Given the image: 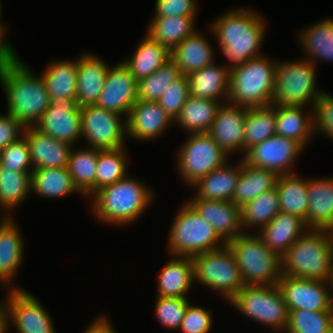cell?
<instances>
[{
  "label": "cell",
  "mask_w": 333,
  "mask_h": 333,
  "mask_svg": "<svg viewBox=\"0 0 333 333\" xmlns=\"http://www.w3.org/2000/svg\"><path fill=\"white\" fill-rule=\"evenodd\" d=\"M262 12L250 7L232 8L209 23V34L213 35L221 54L226 57L229 70L262 55L261 47L266 38L267 20Z\"/></svg>",
  "instance_id": "1"
},
{
  "label": "cell",
  "mask_w": 333,
  "mask_h": 333,
  "mask_svg": "<svg viewBox=\"0 0 333 333\" xmlns=\"http://www.w3.org/2000/svg\"><path fill=\"white\" fill-rule=\"evenodd\" d=\"M7 111L24 127H34L50 105V97L41 74L23 62L17 54L0 72Z\"/></svg>",
  "instance_id": "2"
},
{
  "label": "cell",
  "mask_w": 333,
  "mask_h": 333,
  "mask_svg": "<svg viewBox=\"0 0 333 333\" xmlns=\"http://www.w3.org/2000/svg\"><path fill=\"white\" fill-rule=\"evenodd\" d=\"M146 182L132 175L108 185L90 198L92 217L105 225L125 227L145 213L156 198Z\"/></svg>",
  "instance_id": "3"
},
{
  "label": "cell",
  "mask_w": 333,
  "mask_h": 333,
  "mask_svg": "<svg viewBox=\"0 0 333 333\" xmlns=\"http://www.w3.org/2000/svg\"><path fill=\"white\" fill-rule=\"evenodd\" d=\"M281 261L283 275L328 281L333 271V230L308 229Z\"/></svg>",
  "instance_id": "4"
},
{
  "label": "cell",
  "mask_w": 333,
  "mask_h": 333,
  "mask_svg": "<svg viewBox=\"0 0 333 333\" xmlns=\"http://www.w3.org/2000/svg\"><path fill=\"white\" fill-rule=\"evenodd\" d=\"M276 64L262 54L230 70L227 102L246 108L272 105Z\"/></svg>",
  "instance_id": "5"
},
{
  "label": "cell",
  "mask_w": 333,
  "mask_h": 333,
  "mask_svg": "<svg viewBox=\"0 0 333 333\" xmlns=\"http://www.w3.org/2000/svg\"><path fill=\"white\" fill-rule=\"evenodd\" d=\"M177 210L167 237L169 255L193 257L226 245L212 225L187 200Z\"/></svg>",
  "instance_id": "6"
},
{
  "label": "cell",
  "mask_w": 333,
  "mask_h": 333,
  "mask_svg": "<svg viewBox=\"0 0 333 333\" xmlns=\"http://www.w3.org/2000/svg\"><path fill=\"white\" fill-rule=\"evenodd\" d=\"M226 245L235 256L245 285H278L281 257L265 245L257 232H243Z\"/></svg>",
  "instance_id": "7"
},
{
  "label": "cell",
  "mask_w": 333,
  "mask_h": 333,
  "mask_svg": "<svg viewBox=\"0 0 333 333\" xmlns=\"http://www.w3.org/2000/svg\"><path fill=\"white\" fill-rule=\"evenodd\" d=\"M317 66L307 58L277 61L272 105L314 107L324 90L317 88ZM310 105V106H309Z\"/></svg>",
  "instance_id": "8"
},
{
  "label": "cell",
  "mask_w": 333,
  "mask_h": 333,
  "mask_svg": "<svg viewBox=\"0 0 333 333\" xmlns=\"http://www.w3.org/2000/svg\"><path fill=\"white\" fill-rule=\"evenodd\" d=\"M228 303L271 331L284 333L288 326L289 310L278 285H245Z\"/></svg>",
  "instance_id": "9"
},
{
  "label": "cell",
  "mask_w": 333,
  "mask_h": 333,
  "mask_svg": "<svg viewBox=\"0 0 333 333\" xmlns=\"http://www.w3.org/2000/svg\"><path fill=\"white\" fill-rule=\"evenodd\" d=\"M192 259L194 283L216 291L226 302L245 286L235 256L227 245L195 255Z\"/></svg>",
  "instance_id": "10"
},
{
  "label": "cell",
  "mask_w": 333,
  "mask_h": 333,
  "mask_svg": "<svg viewBox=\"0 0 333 333\" xmlns=\"http://www.w3.org/2000/svg\"><path fill=\"white\" fill-rule=\"evenodd\" d=\"M178 150L177 171L181 180L188 184L189 188L203 176L222 167L230 159L208 132L188 134Z\"/></svg>",
  "instance_id": "11"
},
{
  "label": "cell",
  "mask_w": 333,
  "mask_h": 333,
  "mask_svg": "<svg viewBox=\"0 0 333 333\" xmlns=\"http://www.w3.org/2000/svg\"><path fill=\"white\" fill-rule=\"evenodd\" d=\"M81 137L87 147L99 150H116L125 147L127 136V117L89 105L80 108Z\"/></svg>",
  "instance_id": "12"
},
{
  "label": "cell",
  "mask_w": 333,
  "mask_h": 333,
  "mask_svg": "<svg viewBox=\"0 0 333 333\" xmlns=\"http://www.w3.org/2000/svg\"><path fill=\"white\" fill-rule=\"evenodd\" d=\"M7 292L4 299V333L12 327L17 333H57L48 310L30 291L13 289Z\"/></svg>",
  "instance_id": "13"
},
{
  "label": "cell",
  "mask_w": 333,
  "mask_h": 333,
  "mask_svg": "<svg viewBox=\"0 0 333 333\" xmlns=\"http://www.w3.org/2000/svg\"><path fill=\"white\" fill-rule=\"evenodd\" d=\"M303 151L305 148L296 140L275 134L249 148L242 159L250 166L268 169L281 176L295 173L294 166Z\"/></svg>",
  "instance_id": "14"
},
{
  "label": "cell",
  "mask_w": 333,
  "mask_h": 333,
  "mask_svg": "<svg viewBox=\"0 0 333 333\" xmlns=\"http://www.w3.org/2000/svg\"><path fill=\"white\" fill-rule=\"evenodd\" d=\"M34 127L56 140L77 146L82 140L81 114L77 100L64 97L54 99Z\"/></svg>",
  "instance_id": "15"
},
{
  "label": "cell",
  "mask_w": 333,
  "mask_h": 333,
  "mask_svg": "<svg viewBox=\"0 0 333 333\" xmlns=\"http://www.w3.org/2000/svg\"><path fill=\"white\" fill-rule=\"evenodd\" d=\"M278 287L289 311H333L328 281L282 274Z\"/></svg>",
  "instance_id": "16"
},
{
  "label": "cell",
  "mask_w": 333,
  "mask_h": 333,
  "mask_svg": "<svg viewBox=\"0 0 333 333\" xmlns=\"http://www.w3.org/2000/svg\"><path fill=\"white\" fill-rule=\"evenodd\" d=\"M137 89L138 82L121 61L110 66L96 105L128 117L131 107L138 100Z\"/></svg>",
  "instance_id": "17"
},
{
  "label": "cell",
  "mask_w": 333,
  "mask_h": 333,
  "mask_svg": "<svg viewBox=\"0 0 333 333\" xmlns=\"http://www.w3.org/2000/svg\"><path fill=\"white\" fill-rule=\"evenodd\" d=\"M0 217V285L7 290L23 289L14 285L19 268L24 263L25 243L21 229L14 219L16 217Z\"/></svg>",
  "instance_id": "18"
},
{
  "label": "cell",
  "mask_w": 333,
  "mask_h": 333,
  "mask_svg": "<svg viewBox=\"0 0 333 333\" xmlns=\"http://www.w3.org/2000/svg\"><path fill=\"white\" fill-rule=\"evenodd\" d=\"M173 123L158 101L137 100L127 117V136L142 142L156 140Z\"/></svg>",
  "instance_id": "19"
},
{
  "label": "cell",
  "mask_w": 333,
  "mask_h": 333,
  "mask_svg": "<svg viewBox=\"0 0 333 333\" xmlns=\"http://www.w3.org/2000/svg\"><path fill=\"white\" fill-rule=\"evenodd\" d=\"M245 117L246 107L222 103L208 131L228 156L238 152L243 156Z\"/></svg>",
  "instance_id": "20"
},
{
  "label": "cell",
  "mask_w": 333,
  "mask_h": 333,
  "mask_svg": "<svg viewBox=\"0 0 333 333\" xmlns=\"http://www.w3.org/2000/svg\"><path fill=\"white\" fill-rule=\"evenodd\" d=\"M187 202L226 243L243 233L240 208L231 201L189 199Z\"/></svg>",
  "instance_id": "21"
},
{
  "label": "cell",
  "mask_w": 333,
  "mask_h": 333,
  "mask_svg": "<svg viewBox=\"0 0 333 333\" xmlns=\"http://www.w3.org/2000/svg\"><path fill=\"white\" fill-rule=\"evenodd\" d=\"M77 57L76 100L78 106L82 108L96 105L111 65L90 52L81 53Z\"/></svg>",
  "instance_id": "22"
},
{
  "label": "cell",
  "mask_w": 333,
  "mask_h": 333,
  "mask_svg": "<svg viewBox=\"0 0 333 333\" xmlns=\"http://www.w3.org/2000/svg\"><path fill=\"white\" fill-rule=\"evenodd\" d=\"M23 136L29 145L33 170L67 166L73 145L43 134L35 127H25Z\"/></svg>",
  "instance_id": "23"
},
{
  "label": "cell",
  "mask_w": 333,
  "mask_h": 333,
  "mask_svg": "<svg viewBox=\"0 0 333 333\" xmlns=\"http://www.w3.org/2000/svg\"><path fill=\"white\" fill-rule=\"evenodd\" d=\"M169 258L158 274L156 296L189 298L195 284L193 259L172 255Z\"/></svg>",
  "instance_id": "24"
},
{
  "label": "cell",
  "mask_w": 333,
  "mask_h": 333,
  "mask_svg": "<svg viewBox=\"0 0 333 333\" xmlns=\"http://www.w3.org/2000/svg\"><path fill=\"white\" fill-rule=\"evenodd\" d=\"M240 171L241 160L233 165L227 161L222 167L211 171L191 186L196 192L191 199L231 201Z\"/></svg>",
  "instance_id": "25"
},
{
  "label": "cell",
  "mask_w": 333,
  "mask_h": 333,
  "mask_svg": "<svg viewBox=\"0 0 333 333\" xmlns=\"http://www.w3.org/2000/svg\"><path fill=\"white\" fill-rule=\"evenodd\" d=\"M202 34L196 30L170 51V59L182 75L188 76L216 61L214 47Z\"/></svg>",
  "instance_id": "26"
},
{
  "label": "cell",
  "mask_w": 333,
  "mask_h": 333,
  "mask_svg": "<svg viewBox=\"0 0 333 333\" xmlns=\"http://www.w3.org/2000/svg\"><path fill=\"white\" fill-rule=\"evenodd\" d=\"M308 195L306 226L333 230V177L308 178Z\"/></svg>",
  "instance_id": "27"
},
{
  "label": "cell",
  "mask_w": 333,
  "mask_h": 333,
  "mask_svg": "<svg viewBox=\"0 0 333 333\" xmlns=\"http://www.w3.org/2000/svg\"><path fill=\"white\" fill-rule=\"evenodd\" d=\"M191 96L227 102L230 88V70L225 64L214 63L190 73L188 76ZM223 99V100H222Z\"/></svg>",
  "instance_id": "28"
},
{
  "label": "cell",
  "mask_w": 333,
  "mask_h": 333,
  "mask_svg": "<svg viewBox=\"0 0 333 333\" xmlns=\"http://www.w3.org/2000/svg\"><path fill=\"white\" fill-rule=\"evenodd\" d=\"M308 229L301 217L279 212L257 233L262 237L266 246L282 257Z\"/></svg>",
  "instance_id": "29"
},
{
  "label": "cell",
  "mask_w": 333,
  "mask_h": 333,
  "mask_svg": "<svg viewBox=\"0 0 333 333\" xmlns=\"http://www.w3.org/2000/svg\"><path fill=\"white\" fill-rule=\"evenodd\" d=\"M298 32V46L304 58L316 66L322 62H333V18H324ZM318 63V64H317Z\"/></svg>",
  "instance_id": "30"
},
{
  "label": "cell",
  "mask_w": 333,
  "mask_h": 333,
  "mask_svg": "<svg viewBox=\"0 0 333 333\" xmlns=\"http://www.w3.org/2000/svg\"><path fill=\"white\" fill-rule=\"evenodd\" d=\"M305 108L276 105V135L294 139L304 148H308L315 132L313 109L310 108L307 112Z\"/></svg>",
  "instance_id": "31"
},
{
  "label": "cell",
  "mask_w": 333,
  "mask_h": 333,
  "mask_svg": "<svg viewBox=\"0 0 333 333\" xmlns=\"http://www.w3.org/2000/svg\"><path fill=\"white\" fill-rule=\"evenodd\" d=\"M130 57L121 60L136 81L148 77L170 60V50L147 33Z\"/></svg>",
  "instance_id": "32"
},
{
  "label": "cell",
  "mask_w": 333,
  "mask_h": 333,
  "mask_svg": "<svg viewBox=\"0 0 333 333\" xmlns=\"http://www.w3.org/2000/svg\"><path fill=\"white\" fill-rule=\"evenodd\" d=\"M240 159V176L231 200L239 208L250 203L260 194L275 188L278 179V175L275 172L250 166L242 158Z\"/></svg>",
  "instance_id": "33"
},
{
  "label": "cell",
  "mask_w": 333,
  "mask_h": 333,
  "mask_svg": "<svg viewBox=\"0 0 333 333\" xmlns=\"http://www.w3.org/2000/svg\"><path fill=\"white\" fill-rule=\"evenodd\" d=\"M221 104V101L189 95L174 124L186 131V134L207 133Z\"/></svg>",
  "instance_id": "34"
},
{
  "label": "cell",
  "mask_w": 333,
  "mask_h": 333,
  "mask_svg": "<svg viewBox=\"0 0 333 333\" xmlns=\"http://www.w3.org/2000/svg\"><path fill=\"white\" fill-rule=\"evenodd\" d=\"M32 193L46 199H63L71 194H81L66 167L34 169L31 174Z\"/></svg>",
  "instance_id": "35"
},
{
  "label": "cell",
  "mask_w": 333,
  "mask_h": 333,
  "mask_svg": "<svg viewBox=\"0 0 333 333\" xmlns=\"http://www.w3.org/2000/svg\"><path fill=\"white\" fill-rule=\"evenodd\" d=\"M302 177L296 172L278 176L275 187L279 196L280 212L301 217L305 221L309 204L308 178Z\"/></svg>",
  "instance_id": "36"
},
{
  "label": "cell",
  "mask_w": 333,
  "mask_h": 333,
  "mask_svg": "<svg viewBox=\"0 0 333 333\" xmlns=\"http://www.w3.org/2000/svg\"><path fill=\"white\" fill-rule=\"evenodd\" d=\"M197 16L152 17L146 33L170 51L196 30Z\"/></svg>",
  "instance_id": "37"
},
{
  "label": "cell",
  "mask_w": 333,
  "mask_h": 333,
  "mask_svg": "<svg viewBox=\"0 0 333 333\" xmlns=\"http://www.w3.org/2000/svg\"><path fill=\"white\" fill-rule=\"evenodd\" d=\"M31 174L11 171L0 164V209L4 217H14V210L31 195Z\"/></svg>",
  "instance_id": "38"
},
{
  "label": "cell",
  "mask_w": 333,
  "mask_h": 333,
  "mask_svg": "<svg viewBox=\"0 0 333 333\" xmlns=\"http://www.w3.org/2000/svg\"><path fill=\"white\" fill-rule=\"evenodd\" d=\"M75 59L54 60L41 73L51 101L58 97L76 99L77 58Z\"/></svg>",
  "instance_id": "39"
},
{
  "label": "cell",
  "mask_w": 333,
  "mask_h": 333,
  "mask_svg": "<svg viewBox=\"0 0 333 333\" xmlns=\"http://www.w3.org/2000/svg\"><path fill=\"white\" fill-rule=\"evenodd\" d=\"M74 148L75 146L70 152L66 168L72 177L74 186L85 198L88 196L89 199L95 193L98 149L87 146Z\"/></svg>",
  "instance_id": "40"
},
{
  "label": "cell",
  "mask_w": 333,
  "mask_h": 333,
  "mask_svg": "<svg viewBox=\"0 0 333 333\" xmlns=\"http://www.w3.org/2000/svg\"><path fill=\"white\" fill-rule=\"evenodd\" d=\"M276 134V105L246 108L243 156L252 146Z\"/></svg>",
  "instance_id": "41"
},
{
  "label": "cell",
  "mask_w": 333,
  "mask_h": 333,
  "mask_svg": "<svg viewBox=\"0 0 333 333\" xmlns=\"http://www.w3.org/2000/svg\"><path fill=\"white\" fill-rule=\"evenodd\" d=\"M280 212V201L276 187L260 194L240 208L243 232L253 227L260 231Z\"/></svg>",
  "instance_id": "42"
},
{
  "label": "cell",
  "mask_w": 333,
  "mask_h": 333,
  "mask_svg": "<svg viewBox=\"0 0 333 333\" xmlns=\"http://www.w3.org/2000/svg\"><path fill=\"white\" fill-rule=\"evenodd\" d=\"M129 162L126 147L116 150L98 149L95 192L126 177L129 173L127 172Z\"/></svg>",
  "instance_id": "43"
},
{
  "label": "cell",
  "mask_w": 333,
  "mask_h": 333,
  "mask_svg": "<svg viewBox=\"0 0 333 333\" xmlns=\"http://www.w3.org/2000/svg\"><path fill=\"white\" fill-rule=\"evenodd\" d=\"M181 75L176 64L170 59L151 75L138 81L137 99L158 101L168 86Z\"/></svg>",
  "instance_id": "44"
},
{
  "label": "cell",
  "mask_w": 333,
  "mask_h": 333,
  "mask_svg": "<svg viewBox=\"0 0 333 333\" xmlns=\"http://www.w3.org/2000/svg\"><path fill=\"white\" fill-rule=\"evenodd\" d=\"M284 333H333V311H289Z\"/></svg>",
  "instance_id": "45"
},
{
  "label": "cell",
  "mask_w": 333,
  "mask_h": 333,
  "mask_svg": "<svg viewBox=\"0 0 333 333\" xmlns=\"http://www.w3.org/2000/svg\"><path fill=\"white\" fill-rule=\"evenodd\" d=\"M155 297L154 312H156L158 323L169 331H177L184 318L190 298Z\"/></svg>",
  "instance_id": "46"
},
{
  "label": "cell",
  "mask_w": 333,
  "mask_h": 333,
  "mask_svg": "<svg viewBox=\"0 0 333 333\" xmlns=\"http://www.w3.org/2000/svg\"><path fill=\"white\" fill-rule=\"evenodd\" d=\"M0 164L18 172H32L29 145L24 136L0 151Z\"/></svg>",
  "instance_id": "47"
},
{
  "label": "cell",
  "mask_w": 333,
  "mask_h": 333,
  "mask_svg": "<svg viewBox=\"0 0 333 333\" xmlns=\"http://www.w3.org/2000/svg\"><path fill=\"white\" fill-rule=\"evenodd\" d=\"M189 95V81L187 75H181L168 86L158 100V103L162 109L175 120Z\"/></svg>",
  "instance_id": "48"
},
{
  "label": "cell",
  "mask_w": 333,
  "mask_h": 333,
  "mask_svg": "<svg viewBox=\"0 0 333 333\" xmlns=\"http://www.w3.org/2000/svg\"><path fill=\"white\" fill-rule=\"evenodd\" d=\"M212 313V309H205L190 301L178 330L182 333H209L213 327Z\"/></svg>",
  "instance_id": "49"
},
{
  "label": "cell",
  "mask_w": 333,
  "mask_h": 333,
  "mask_svg": "<svg viewBox=\"0 0 333 333\" xmlns=\"http://www.w3.org/2000/svg\"><path fill=\"white\" fill-rule=\"evenodd\" d=\"M315 134L329 137L333 140V95L324 91L313 107Z\"/></svg>",
  "instance_id": "50"
},
{
  "label": "cell",
  "mask_w": 333,
  "mask_h": 333,
  "mask_svg": "<svg viewBox=\"0 0 333 333\" xmlns=\"http://www.w3.org/2000/svg\"><path fill=\"white\" fill-rule=\"evenodd\" d=\"M195 0H156L153 17L197 16Z\"/></svg>",
  "instance_id": "51"
},
{
  "label": "cell",
  "mask_w": 333,
  "mask_h": 333,
  "mask_svg": "<svg viewBox=\"0 0 333 333\" xmlns=\"http://www.w3.org/2000/svg\"><path fill=\"white\" fill-rule=\"evenodd\" d=\"M24 128L11 114H0V151L22 137Z\"/></svg>",
  "instance_id": "52"
},
{
  "label": "cell",
  "mask_w": 333,
  "mask_h": 333,
  "mask_svg": "<svg viewBox=\"0 0 333 333\" xmlns=\"http://www.w3.org/2000/svg\"><path fill=\"white\" fill-rule=\"evenodd\" d=\"M83 333H117L108 315L97 316Z\"/></svg>",
  "instance_id": "53"
},
{
  "label": "cell",
  "mask_w": 333,
  "mask_h": 333,
  "mask_svg": "<svg viewBox=\"0 0 333 333\" xmlns=\"http://www.w3.org/2000/svg\"><path fill=\"white\" fill-rule=\"evenodd\" d=\"M6 33L0 30V72L5 67V65L18 53H16L15 48L6 39Z\"/></svg>",
  "instance_id": "54"
},
{
  "label": "cell",
  "mask_w": 333,
  "mask_h": 333,
  "mask_svg": "<svg viewBox=\"0 0 333 333\" xmlns=\"http://www.w3.org/2000/svg\"><path fill=\"white\" fill-rule=\"evenodd\" d=\"M0 300V333H4V300Z\"/></svg>",
  "instance_id": "55"
},
{
  "label": "cell",
  "mask_w": 333,
  "mask_h": 333,
  "mask_svg": "<svg viewBox=\"0 0 333 333\" xmlns=\"http://www.w3.org/2000/svg\"><path fill=\"white\" fill-rule=\"evenodd\" d=\"M328 284H329V287H330V297H331V302L333 304V271L332 273L330 274V277L328 279Z\"/></svg>",
  "instance_id": "56"
},
{
  "label": "cell",
  "mask_w": 333,
  "mask_h": 333,
  "mask_svg": "<svg viewBox=\"0 0 333 333\" xmlns=\"http://www.w3.org/2000/svg\"><path fill=\"white\" fill-rule=\"evenodd\" d=\"M2 4H1V0H0V30H3L5 33H7L8 31L6 30V26L7 25H4L5 23H3V20L1 19V16H2Z\"/></svg>",
  "instance_id": "57"
}]
</instances>
